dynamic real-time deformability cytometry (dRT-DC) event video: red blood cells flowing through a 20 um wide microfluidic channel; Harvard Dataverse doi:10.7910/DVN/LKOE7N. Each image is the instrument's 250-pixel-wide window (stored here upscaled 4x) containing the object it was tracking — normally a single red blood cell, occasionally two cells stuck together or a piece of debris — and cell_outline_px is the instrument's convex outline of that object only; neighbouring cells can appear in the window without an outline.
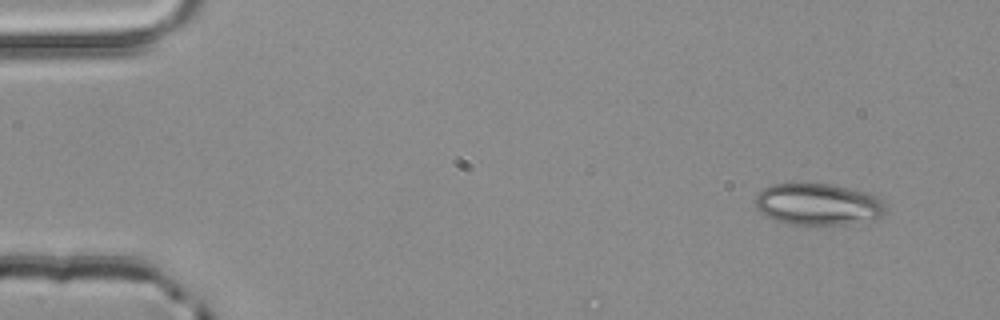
{"species": "common noctule bat (a hibernating species)", "species_latin": "Nyctalus noctula", "temperature_condition": "room temperature", "stored_images_in_passage": 4, "camera_frame_rate_fps": 3000, "um_per_image_px": 0.085, "animal": {"sex": "male", "body_mass_g": 20.4}, "frame": {"image": 1, "passage_image": 1, "time_ms": 0.0, "image_size_px": [1000, 320], "cell_outline_px": [[884, 212], [880, 216], [872, 220], [848, 224], [788, 224], [772, 220], [764, 216], [756, 208], [756, 196], [764, 188], [772, 184], [832, 184], [868, 192], [884, 200]], "centroid_in_image_um": [69.53, 17.37], "position_along_channel_um": 15.5, "area_um2": 31.73}}